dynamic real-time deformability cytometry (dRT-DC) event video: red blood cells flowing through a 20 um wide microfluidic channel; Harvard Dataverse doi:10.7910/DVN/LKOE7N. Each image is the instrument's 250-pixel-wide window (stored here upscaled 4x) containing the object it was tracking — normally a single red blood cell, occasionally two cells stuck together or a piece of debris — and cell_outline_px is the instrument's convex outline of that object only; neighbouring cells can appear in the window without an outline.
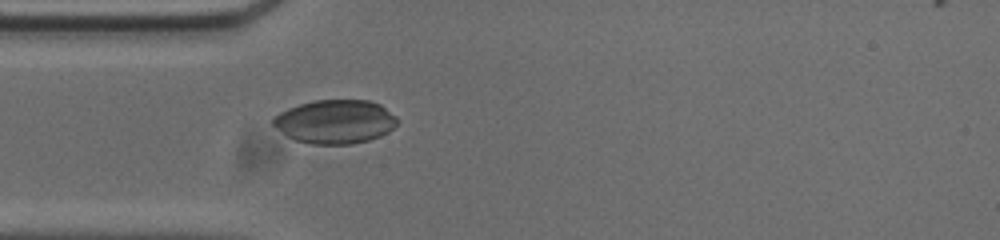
{"species": "common noctule bat (a hibernating species)", "species_latin": "Nyctalus noctula", "temperature_condition": "cold", "stored_images_in_passage": 40, "camera_frame_rate_fps": 3000, "um_per_image_px": 0.085, "animal": {"sex": "male", "body_mass_g": 20.0, "forearm_length_mm": 53.3}, "frame": {"image": 1, "passage_image": 1, "time_ms": 0.0, "image_size_px": [1000, 240], "cell_outline_px": [[396, 124], [388, 132], [380, 136], [368, 140], [352, 144], [312, 144], [296, 140], [288, 136], [272, 124], [272, 120], [280, 112], [288, 108], [300, 104], [316, 100], [368, 100], [380, 104], [396, 116]], "centroid_in_image_um": [28.5, 10.34], "position_along_channel_um": 56.5, "area_um2": 31.39}}
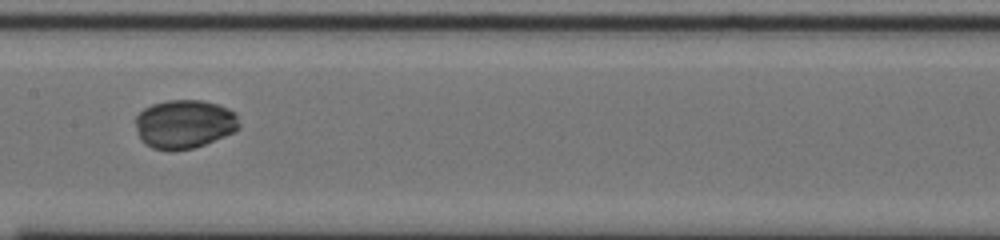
{"frame": {"image": 2, "passage_image": 12, "time_ms": 3.667, "image_size_px": [1000, 240], "cell_outline_px": [[240, 128], [224, 136], [204, 144], [192, 148], [168, 152], [152, 148], [144, 144], [140, 140], [136, 128], [136, 116], [144, 108], [152, 104], [168, 100], [200, 100], [216, 104], [228, 108], [236, 112], [240, 124]], "centroid_in_image_um": [15.65, 10.56], "position_along_channel_um": 191.7, "area_um2": 29.65}}
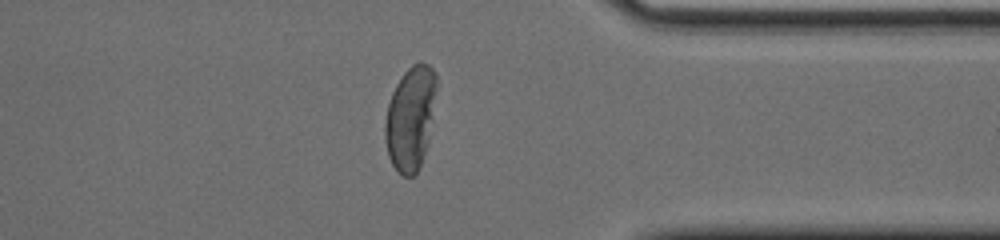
{"frame": {"image": 3, "passage_image": 28, "time_ms": 9.0, "image_size_px": [1000, 240], "cell_outline_px": [[436, 88], [432, 120], [428, 144], [420, 168], [412, 176], [404, 176], [392, 164], [388, 156], [384, 136], [384, 124], [388, 104], [392, 92], [396, 84], [404, 72], [412, 64], [420, 60], [428, 64], [432, 68], [436, 76]], "centroid_in_image_um": [34.89, 10.02], "position_along_channel_um": 376.5, "area_um2": 31.27}}